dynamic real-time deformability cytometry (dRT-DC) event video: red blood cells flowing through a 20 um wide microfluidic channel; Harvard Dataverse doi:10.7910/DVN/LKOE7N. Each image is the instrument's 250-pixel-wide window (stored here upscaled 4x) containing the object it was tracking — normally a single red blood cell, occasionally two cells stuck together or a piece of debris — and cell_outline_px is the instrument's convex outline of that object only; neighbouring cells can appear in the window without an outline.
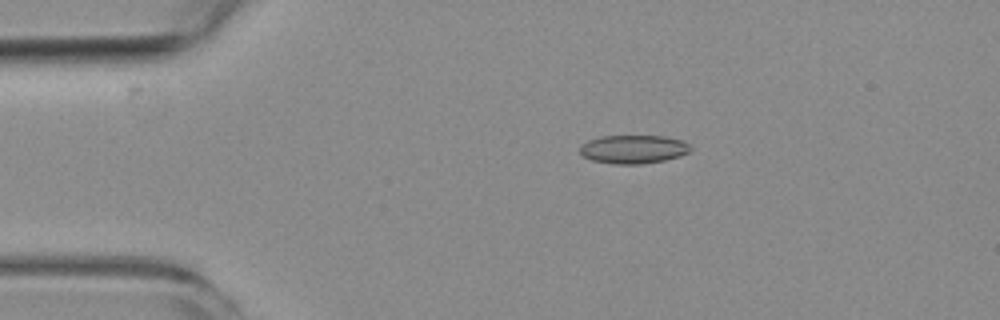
{"species": "common noctule bat (a hibernating species)", "species_latin": "Nyctalus noctula", "temperature_condition": "room temperature", "stored_images_in_passage": 4, "camera_frame_rate_fps": 3000, "um_per_image_px": 0.085, "animal": {"sex": "female", "body_mass_g": 19.3, "forearm_length_mm": 54.1}, "frame": {"image": 1, "passage_image": 3, "time_ms": 2.333, "image_size_px": [1000, 320], "cell_outline_px": [[692, 148], [688, 152], [680, 156], [664, 160], [640, 164], [612, 164], [592, 160], [584, 156], [580, 152], [580, 144], [588, 140], [600, 136], [664, 136], [684, 140]], "centroid_in_image_um": [53.83, 12.68], "position_along_channel_um": 31.2, "area_um2": 18.44}}